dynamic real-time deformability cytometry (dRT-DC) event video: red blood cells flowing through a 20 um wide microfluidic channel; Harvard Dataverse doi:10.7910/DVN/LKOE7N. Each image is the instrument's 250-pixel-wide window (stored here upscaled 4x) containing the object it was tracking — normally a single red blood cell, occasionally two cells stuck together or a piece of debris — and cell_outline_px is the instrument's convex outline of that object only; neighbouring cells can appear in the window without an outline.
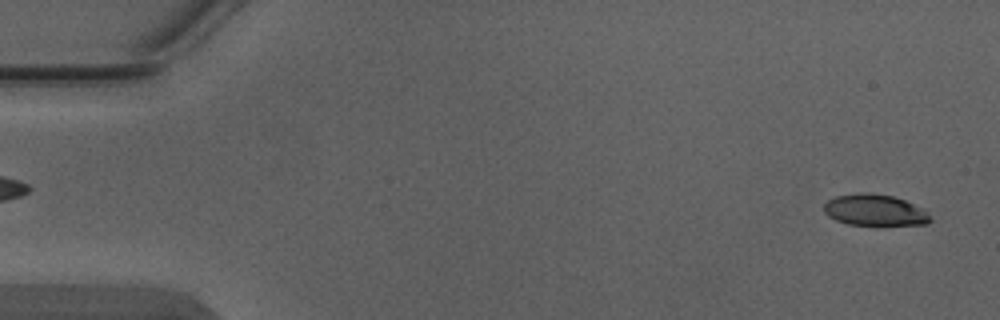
{"species": "Egyptian fruit bat (a non-hibernating species)", "species_latin": "Rousettus aegyptiacus", "temperature_condition": "warm", "stored_images_in_passage": 5, "camera_frame_rate_fps": 3000, "um_per_image_px": 0.085, "animal": {"sex": "male"}, "frame": {"image": 1, "passage_image": 5, "time_ms": 1.333, "image_size_px": [1000, 320], "cell_outline_px": [[932, 220], [928, 224], [876, 228], [848, 224], [836, 220], [828, 216], [824, 212], [824, 204], [828, 200], [836, 196], [868, 192], [892, 196], [904, 200], [924, 208], [928, 212]], "centroid_in_image_um": [74.42, 17.92], "position_along_channel_um": 10.6, "area_um2": 20.35}}